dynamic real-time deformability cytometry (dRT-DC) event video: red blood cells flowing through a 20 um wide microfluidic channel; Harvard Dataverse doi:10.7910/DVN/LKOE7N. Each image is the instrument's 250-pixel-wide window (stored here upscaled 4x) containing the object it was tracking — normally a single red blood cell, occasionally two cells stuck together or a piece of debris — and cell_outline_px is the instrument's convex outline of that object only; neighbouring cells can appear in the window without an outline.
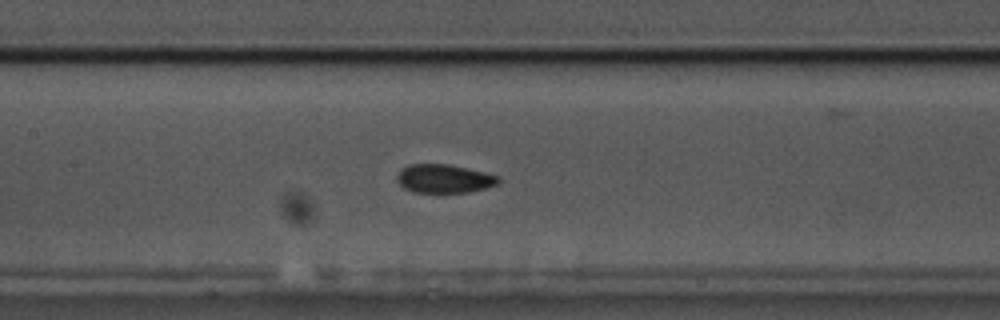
{"species": "common noctule bat (a hibernating species)", "species_latin": "Nyctalus noctula", "temperature_condition": "cold", "stored_images_in_passage": 59, "camera_frame_rate_fps": 3000, "um_per_image_px": 0.085, "animal": {"sex": "male", "body_mass_g": 17.5, "forearm_length_mm": 52.3}, "frame": {"image": 1, "passage_image": 27, "time_ms": 8.667, "image_size_px": [1000, 320], "cell_outline_px": [[500, 184], [468, 192], [412, 192], [404, 188], [396, 180], [396, 176], [400, 168], [408, 164], [448, 164], [500, 176]], "centroid_in_image_um": [37.72, 15.18], "position_along_channel_um": 169.7, "area_um2": 16.94}}
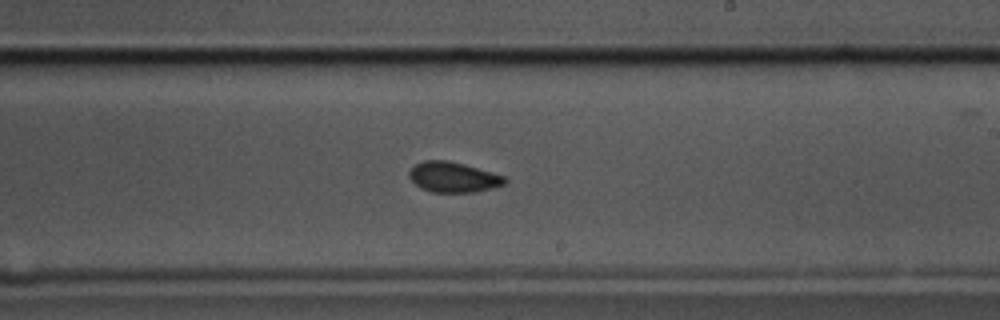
{"frame": {"image": 2, "passage_image": 34, "time_ms": 11.0, "image_size_px": [1000, 320], "cell_outline_px": [[508, 180], [504, 184], [492, 188], [476, 192], [432, 192], [420, 188], [408, 176], [408, 172], [416, 164], [424, 160], [448, 160], [464, 164], [504, 176]], "centroid_in_image_um": [38.51, 15.06], "position_along_channel_um": 250.5, "area_um2": 16.82}}
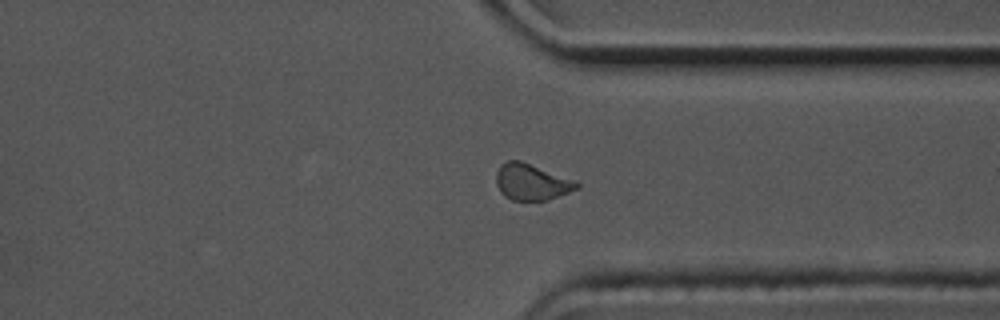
{"frame": {"image": 3, "passage_image": 44, "time_ms": 14.333, "image_size_px": [1000, 320], "cell_outline_px": [[580, 188], [548, 200], [512, 200], [504, 196], [500, 192], [496, 184], [496, 172], [500, 164], [508, 160], [520, 160], [576, 180], [580, 184]], "centroid_in_image_um": [45.19, 15.46], "position_along_channel_um": 366.2, "area_um2": 17.22}, "authors_computed_cell_mechanics": {"area_um2": 17.2244, "velocity_mm_per_s": 3.4758, "shape_relaxation_time_tau1_ms": 11.3379, "shape_relaxation_time_tau2_ms": 1.2912, "deformation_change_tau1": 0.1664, "deformation_change_tau2": 0.0452}}